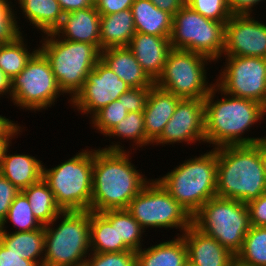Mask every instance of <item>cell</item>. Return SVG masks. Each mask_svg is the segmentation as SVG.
<instances>
[{
	"label": "cell",
	"instance_id": "obj_1",
	"mask_svg": "<svg viewBox=\"0 0 266 266\" xmlns=\"http://www.w3.org/2000/svg\"><path fill=\"white\" fill-rule=\"evenodd\" d=\"M129 152L118 141L94 148L91 211L127 209L151 180L131 163Z\"/></svg>",
	"mask_w": 266,
	"mask_h": 266
},
{
	"label": "cell",
	"instance_id": "obj_2",
	"mask_svg": "<svg viewBox=\"0 0 266 266\" xmlns=\"http://www.w3.org/2000/svg\"><path fill=\"white\" fill-rule=\"evenodd\" d=\"M216 94H220V99ZM204 108L205 144H210L209 147L211 144L214 149L249 145L266 138L262 135L249 137L248 134L250 128L258 122L261 124L266 116V107L257 101L228 95L214 85L204 98ZM246 133L248 135L244 137Z\"/></svg>",
	"mask_w": 266,
	"mask_h": 266
},
{
	"label": "cell",
	"instance_id": "obj_3",
	"mask_svg": "<svg viewBox=\"0 0 266 266\" xmlns=\"http://www.w3.org/2000/svg\"><path fill=\"white\" fill-rule=\"evenodd\" d=\"M216 193L220 198L245 204L266 193V174L259 156V141L217 148Z\"/></svg>",
	"mask_w": 266,
	"mask_h": 266
},
{
	"label": "cell",
	"instance_id": "obj_4",
	"mask_svg": "<svg viewBox=\"0 0 266 266\" xmlns=\"http://www.w3.org/2000/svg\"><path fill=\"white\" fill-rule=\"evenodd\" d=\"M179 164L156 180L193 216L208 200L217 196V148Z\"/></svg>",
	"mask_w": 266,
	"mask_h": 266
},
{
	"label": "cell",
	"instance_id": "obj_5",
	"mask_svg": "<svg viewBox=\"0 0 266 266\" xmlns=\"http://www.w3.org/2000/svg\"><path fill=\"white\" fill-rule=\"evenodd\" d=\"M44 229L42 266H84L91 253L89 210L62 211Z\"/></svg>",
	"mask_w": 266,
	"mask_h": 266
},
{
	"label": "cell",
	"instance_id": "obj_6",
	"mask_svg": "<svg viewBox=\"0 0 266 266\" xmlns=\"http://www.w3.org/2000/svg\"><path fill=\"white\" fill-rule=\"evenodd\" d=\"M39 50L49 60L59 88L69 101L82 88L87 76L101 59V51L90 43L59 38L54 32L42 35Z\"/></svg>",
	"mask_w": 266,
	"mask_h": 266
},
{
	"label": "cell",
	"instance_id": "obj_7",
	"mask_svg": "<svg viewBox=\"0 0 266 266\" xmlns=\"http://www.w3.org/2000/svg\"><path fill=\"white\" fill-rule=\"evenodd\" d=\"M94 149H82L53 168L43 165L42 179L62 211H91Z\"/></svg>",
	"mask_w": 266,
	"mask_h": 266
},
{
	"label": "cell",
	"instance_id": "obj_8",
	"mask_svg": "<svg viewBox=\"0 0 266 266\" xmlns=\"http://www.w3.org/2000/svg\"><path fill=\"white\" fill-rule=\"evenodd\" d=\"M192 224L235 256L251 227L247 204L218 196L208 200L192 216Z\"/></svg>",
	"mask_w": 266,
	"mask_h": 266
},
{
	"label": "cell",
	"instance_id": "obj_9",
	"mask_svg": "<svg viewBox=\"0 0 266 266\" xmlns=\"http://www.w3.org/2000/svg\"><path fill=\"white\" fill-rule=\"evenodd\" d=\"M225 23L205 18L185 4L173 16L172 49L199 53L217 63L223 55Z\"/></svg>",
	"mask_w": 266,
	"mask_h": 266
},
{
	"label": "cell",
	"instance_id": "obj_10",
	"mask_svg": "<svg viewBox=\"0 0 266 266\" xmlns=\"http://www.w3.org/2000/svg\"><path fill=\"white\" fill-rule=\"evenodd\" d=\"M211 62L199 53L172 49L155 85L182 99H204L215 85L209 83L207 77V66Z\"/></svg>",
	"mask_w": 266,
	"mask_h": 266
},
{
	"label": "cell",
	"instance_id": "obj_11",
	"mask_svg": "<svg viewBox=\"0 0 266 266\" xmlns=\"http://www.w3.org/2000/svg\"><path fill=\"white\" fill-rule=\"evenodd\" d=\"M126 210L145 231L175 228L183 234L192 225V216L154 178L130 201Z\"/></svg>",
	"mask_w": 266,
	"mask_h": 266
},
{
	"label": "cell",
	"instance_id": "obj_12",
	"mask_svg": "<svg viewBox=\"0 0 266 266\" xmlns=\"http://www.w3.org/2000/svg\"><path fill=\"white\" fill-rule=\"evenodd\" d=\"M13 105L29 111H42L54 106L63 95L49 60L38 50L25 68L11 80Z\"/></svg>",
	"mask_w": 266,
	"mask_h": 266
},
{
	"label": "cell",
	"instance_id": "obj_13",
	"mask_svg": "<svg viewBox=\"0 0 266 266\" xmlns=\"http://www.w3.org/2000/svg\"><path fill=\"white\" fill-rule=\"evenodd\" d=\"M215 85L228 95L257 101L266 107V58L223 56ZM223 67V68H222Z\"/></svg>",
	"mask_w": 266,
	"mask_h": 266
},
{
	"label": "cell",
	"instance_id": "obj_14",
	"mask_svg": "<svg viewBox=\"0 0 266 266\" xmlns=\"http://www.w3.org/2000/svg\"><path fill=\"white\" fill-rule=\"evenodd\" d=\"M130 86L119 78L101 59L89 72L85 83L70 100L71 108L91 118L125 93Z\"/></svg>",
	"mask_w": 266,
	"mask_h": 266
},
{
	"label": "cell",
	"instance_id": "obj_15",
	"mask_svg": "<svg viewBox=\"0 0 266 266\" xmlns=\"http://www.w3.org/2000/svg\"><path fill=\"white\" fill-rule=\"evenodd\" d=\"M197 142L205 143L204 99L183 98L178 102L163 132L152 145L185 143L191 146Z\"/></svg>",
	"mask_w": 266,
	"mask_h": 266
},
{
	"label": "cell",
	"instance_id": "obj_16",
	"mask_svg": "<svg viewBox=\"0 0 266 266\" xmlns=\"http://www.w3.org/2000/svg\"><path fill=\"white\" fill-rule=\"evenodd\" d=\"M222 56L266 58V22L254 15H232L225 23Z\"/></svg>",
	"mask_w": 266,
	"mask_h": 266
},
{
	"label": "cell",
	"instance_id": "obj_17",
	"mask_svg": "<svg viewBox=\"0 0 266 266\" xmlns=\"http://www.w3.org/2000/svg\"><path fill=\"white\" fill-rule=\"evenodd\" d=\"M188 252V263L192 266H231L235 257L216 239L206 235L193 224L181 235Z\"/></svg>",
	"mask_w": 266,
	"mask_h": 266
},
{
	"label": "cell",
	"instance_id": "obj_18",
	"mask_svg": "<svg viewBox=\"0 0 266 266\" xmlns=\"http://www.w3.org/2000/svg\"><path fill=\"white\" fill-rule=\"evenodd\" d=\"M128 48L148 76L155 82L162 74L168 54L172 50L170 37L136 32Z\"/></svg>",
	"mask_w": 266,
	"mask_h": 266
},
{
	"label": "cell",
	"instance_id": "obj_19",
	"mask_svg": "<svg viewBox=\"0 0 266 266\" xmlns=\"http://www.w3.org/2000/svg\"><path fill=\"white\" fill-rule=\"evenodd\" d=\"M100 17L96 6L68 12L54 33L68 41L90 43L101 51Z\"/></svg>",
	"mask_w": 266,
	"mask_h": 266
},
{
	"label": "cell",
	"instance_id": "obj_20",
	"mask_svg": "<svg viewBox=\"0 0 266 266\" xmlns=\"http://www.w3.org/2000/svg\"><path fill=\"white\" fill-rule=\"evenodd\" d=\"M12 142L4 145L1 153L0 173L20 191L37 183L43 176L40 159L29 154H11Z\"/></svg>",
	"mask_w": 266,
	"mask_h": 266
},
{
	"label": "cell",
	"instance_id": "obj_21",
	"mask_svg": "<svg viewBox=\"0 0 266 266\" xmlns=\"http://www.w3.org/2000/svg\"><path fill=\"white\" fill-rule=\"evenodd\" d=\"M181 99L155 84L150 88L143 113L146 138L151 143L161 135Z\"/></svg>",
	"mask_w": 266,
	"mask_h": 266
},
{
	"label": "cell",
	"instance_id": "obj_22",
	"mask_svg": "<svg viewBox=\"0 0 266 266\" xmlns=\"http://www.w3.org/2000/svg\"><path fill=\"white\" fill-rule=\"evenodd\" d=\"M101 60L130 87H152L155 84L128 47L103 49Z\"/></svg>",
	"mask_w": 266,
	"mask_h": 266
},
{
	"label": "cell",
	"instance_id": "obj_23",
	"mask_svg": "<svg viewBox=\"0 0 266 266\" xmlns=\"http://www.w3.org/2000/svg\"><path fill=\"white\" fill-rule=\"evenodd\" d=\"M188 252L181 234L136 251V266H186Z\"/></svg>",
	"mask_w": 266,
	"mask_h": 266
},
{
	"label": "cell",
	"instance_id": "obj_24",
	"mask_svg": "<svg viewBox=\"0 0 266 266\" xmlns=\"http://www.w3.org/2000/svg\"><path fill=\"white\" fill-rule=\"evenodd\" d=\"M131 11L136 32L159 37L171 36L173 16L159 9L150 0H135Z\"/></svg>",
	"mask_w": 266,
	"mask_h": 266
},
{
	"label": "cell",
	"instance_id": "obj_25",
	"mask_svg": "<svg viewBox=\"0 0 266 266\" xmlns=\"http://www.w3.org/2000/svg\"><path fill=\"white\" fill-rule=\"evenodd\" d=\"M101 51L112 47H128L135 35L131 8L100 17Z\"/></svg>",
	"mask_w": 266,
	"mask_h": 266
},
{
	"label": "cell",
	"instance_id": "obj_26",
	"mask_svg": "<svg viewBox=\"0 0 266 266\" xmlns=\"http://www.w3.org/2000/svg\"><path fill=\"white\" fill-rule=\"evenodd\" d=\"M18 1V2H17ZM18 8L26 21L33 28L41 31V35L53 33L61 24L64 13L58 0H17ZM29 20V21H28Z\"/></svg>",
	"mask_w": 266,
	"mask_h": 266
},
{
	"label": "cell",
	"instance_id": "obj_27",
	"mask_svg": "<svg viewBox=\"0 0 266 266\" xmlns=\"http://www.w3.org/2000/svg\"><path fill=\"white\" fill-rule=\"evenodd\" d=\"M0 242L21 258L34 261L42 266L44 258L45 229L42 226L28 232H8L0 229Z\"/></svg>",
	"mask_w": 266,
	"mask_h": 266
},
{
	"label": "cell",
	"instance_id": "obj_28",
	"mask_svg": "<svg viewBox=\"0 0 266 266\" xmlns=\"http://www.w3.org/2000/svg\"><path fill=\"white\" fill-rule=\"evenodd\" d=\"M91 252L109 253L130 250L123 242H118L116 224H111L101 213L90 211Z\"/></svg>",
	"mask_w": 266,
	"mask_h": 266
},
{
	"label": "cell",
	"instance_id": "obj_29",
	"mask_svg": "<svg viewBox=\"0 0 266 266\" xmlns=\"http://www.w3.org/2000/svg\"><path fill=\"white\" fill-rule=\"evenodd\" d=\"M28 198L34 217L42 226L50 224L61 212L48 184L41 179L22 190Z\"/></svg>",
	"mask_w": 266,
	"mask_h": 266
},
{
	"label": "cell",
	"instance_id": "obj_30",
	"mask_svg": "<svg viewBox=\"0 0 266 266\" xmlns=\"http://www.w3.org/2000/svg\"><path fill=\"white\" fill-rule=\"evenodd\" d=\"M101 214L111 224H116L118 242H123L130 250L134 251L144 247L142 238L146 231L126 209L106 210Z\"/></svg>",
	"mask_w": 266,
	"mask_h": 266
},
{
	"label": "cell",
	"instance_id": "obj_31",
	"mask_svg": "<svg viewBox=\"0 0 266 266\" xmlns=\"http://www.w3.org/2000/svg\"><path fill=\"white\" fill-rule=\"evenodd\" d=\"M24 33L19 35L13 42L0 44V68L12 80L26 66L31 57L39 50V46L32 52L25 44ZM28 47V48H27Z\"/></svg>",
	"mask_w": 266,
	"mask_h": 266
},
{
	"label": "cell",
	"instance_id": "obj_32",
	"mask_svg": "<svg viewBox=\"0 0 266 266\" xmlns=\"http://www.w3.org/2000/svg\"><path fill=\"white\" fill-rule=\"evenodd\" d=\"M105 138H118L119 140H130L133 144L131 146L137 151L146 145L151 146V142L146 138L144 113L142 112H128L127 116L123 118L117 125L111 128L105 135ZM121 137V138H119ZM139 147V148H138Z\"/></svg>",
	"mask_w": 266,
	"mask_h": 266
},
{
	"label": "cell",
	"instance_id": "obj_33",
	"mask_svg": "<svg viewBox=\"0 0 266 266\" xmlns=\"http://www.w3.org/2000/svg\"><path fill=\"white\" fill-rule=\"evenodd\" d=\"M12 223L15 231L12 232H28L40 229L42 225L34 217L28 198L21 191L12 202L5 219L0 224V229L7 228V223ZM6 226V227H5Z\"/></svg>",
	"mask_w": 266,
	"mask_h": 266
},
{
	"label": "cell",
	"instance_id": "obj_34",
	"mask_svg": "<svg viewBox=\"0 0 266 266\" xmlns=\"http://www.w3.org/2000/svg\"><path fill=\"white\" fill-rule=\"evenodd\" d=\"M236 257L250 265L266 266V226L250 227Z\"/></svg>",
	"mask_w": 266,
	"mask_h": 266
},
{
	"label": "cell",
	"instance_id": "obj_35",
	"mask_svg": "<svg viewBox=\"0 0 266 266\" xmlns=\"http://www.w3.org/2000/svg\"><path fill=\"white\" fill-rule=\"evenodd\" d=\"M128 114L127 108L119 100L113 101L97 111L90 119L92 129L103 136Z\"/></svg>",
	"mask_w": 266,
	"mask_h": 266
},
{
	"label": "cell",
	"instance_id": "obj_36",
	"mask_svg": "<svg viewBox=\"0 0 266 266\" xmlns=\"http://www.w3.org/2000/svg\"><path fill=\"white\" fill-rule=\"evenodd\" d=\"M15 6L16 4L11 0H0V44L13 42L24 32L21 31L20 23L18 22L20 17L18 18Z\"/></svg>",
	"mask_w": 266,
	"mask_h": 266
},
{
	"label": "cell",
	"instance_id": "obj_37",
	"mask_svg": "<svg viewBox=\"0 0 266 266\" xmlns=\"http://www.w3.org/2000/svg\"><path fill=\"white\" fill-rule=\"evenodd\" d=\"M186 5L203 17L218 22H227L232 16L228 0H186Z\"/></svg>",
	"mask_w": 266,
	"mask_h": 266
},
{
	"label": "cell",
	"instance_id": "obj_38",
	"mask_svg": "<svg viewBox=\"0 0 266 266\" xmlns=\"http://www.w3.org/2000/svg\"><path fill=\"white\" fill-rule=\"evenodd\" d=\"M84 266H136V251L91 252L84 262Z\"/></svg>",
	"mask_w": 266,
	"mask_h": 266
},
{
	"label": "cell",
	"instance_id": "obj_39",
	"mask_svg": "<svg viewBox=\"0 0 266 266\" xmlns=\"http://www.w3.org/2000/svg\"><path fill=\"white\" fill-rule=\"evenodd\" d=\"M151 87H130L118 100L128 112H142L145 109Z\"/></svg>",
	"mask_w": 266,
	"mask_h": 266
},
{
	"label": "cell",
	"instance_id": "obj_40",
	"mask_svg": "<svg viewBox=\"0 0 266 266\" xmlns=\"http://www.w3.org/2000/svg\"><path fill=\"white\" fill-rule=\"evenodd\" d=\"M21 191L10 183L1 173H0V224L5 219L9 207L14 201L15 197Z\"/></svg>",
	"mask_w": 266,
	"mask_h": 266
},
{
	"label": "cell",
	"instance_id": "obj_41",
	"mask_svg": "<svg viewBox=\"0 0 266 266\" xmlns=\"http://www.w3.org/2000/svg\"><path fill=\"white\" fill-rule=\"evenodd\" d=\"M247 207L251 226H266V193L248 202Z\"/></svg>",
	"mask_w": 266,
	"mask_h": 266
},
{
	"label": "cell",
	"instance_id": "obj_42",
	"mask_svg": "<svg viewBox=\"0 0 266 266\" xmlns=\"http://www.w3.org/2000/svg\"><path fill=\"white\" fill-rule=\"evenodd\" d=\"M24 128L19 126V124L6 118L5 116L0 115V143L4 145L13 141L12 139L18 138L21 135ZM21 132V133H20Z\"/></svg>",
	"mask_w": 266,
	"mask_h": 266
},
{
	"label": "cell",
	"instance_id": "obj_43",
	"mask_svg": "<svg viewBox=\"0 0 266 266\" xmlns=\"http://www.w3.org/2000/svg\"><path fill=\"white\" fill-rule=\"evenodd\" d=\"M0 266H38L34 261L21 258L0 242Z\"/></svg>",
	"mask_w": 266,
	"mask_h": 266
},
{
	"label": "cell",
	"instance_id": "obj_44",
	"mask_svg": "<svg viewBox=\"0 0 266 266\" xmlns=\"http://www.w3.org/2000/svg\"><path fill=\"white\" fill-rule=\"evenodd\" d=\"M135 0H101L96 6L100 15L114 14L131 8Z\"/></svg>",
	"mask_w": 266,
	"mask_h": 266
},
{
	"label": "cell",
	"instance_id": "obj_45",
	"mask_svg": "<svg viewBox=\"0 0 266 266\" xmlns=\"http://www.w3.org/2000/svg\"><path fill=\"white\" fill-rule=\"evenodd\" d=\"M260 2L265 0H228V6L232 15H256L253 11Z\"/></svg>",
	"mask_w": 266,
	"mask_h": 266
},
{
	"label": "cell",
	"instance_id": "obj_46",
	"mask_svg": "<svg viewBox=\"0 0 266 266\" xmlns=\"http://www.w3.org/2000/svg\"><path fill=\"white\" fill-rule=\"evenodd\" d=\"M159 9L170 13L172 16L176 14L185 4L186 0H150Z\"/></svg>",
	"mask_w": 266,
	"mask_h": 266
},
{
	"label": "cell",
	"instance_id": "obj_47",
	"mask_svg": "<svg viewBox=\"0 0 266 266\" xmlns=\"http://www.w3.org/2000/svg\"><path fill=\"white\" fill-rule=\"evenodd\" d=\"M64 14L92 6L90 0H58Z\"/></svg>",
	"mask_w": 266,
	"mask_h": 266
},
{
	"label": "cell",
	"instance_id": "obj_48",
	"mask_svg": "<svg viewBox=\"0 0 266 266\" xmlns=\"http://www.w3.org/2000/svg\"><path fill=\"white\" fill-rule=\"evenodd\" d=\"M4 95L11 100V79L0 68V96L3 98Z\"/></svg>",
	"mask_w": 266,
	"mask_h": 266
},
{
	"label": "cell",
	"instance_id": "obj_49",
	"mask_svg": "<svg viewBox=\"0 0 266 266\" xmlns=\"http://www.w3.org/2000/svg\"><path fill=\"white\" fill-rule=\"evenodd\" d=\"M259 156L261 159L263 170L266 174V138L259 141Z\"/></svg>",
	"mask_w": 266,
	"mask_h": 266
},
{
	"label": "cell",
	"instance_id": "obj_50",
	"mask_svg": "<svg viewBox=\"0 0 266 266\" xmlns=\"http://www.w3.org/2000/svg\"><path fill=\"white\" fill-rule=\"evenodd\" d=\"M231 266H254L247 263L242 262L236 256L232 259Z\"/></svg>",
	"mask_w": 266,
	"mask_h": 266
},
{
	"label": "cell",
	"instance_id": "obj_51",
	"mask_svg": "<svg viewBox=\"0 0 266 266\" xmlns=\"http://www.w3.org/2000/svg\"><path fill=\"white\" fill-rule=\"evenodd\" d=\"M101 0H90L92 6H97Z\"/></svg>",
	"mask_w": 266,
	"mask_h": 266
},
{
	"label": "cell",
	"instance_id": "obj_52",
	"mask_svg": "<svg viewBox=\"0 0 266 266\" xmlns=\"http://www.w3.org/2000/svg\"><path fill=\"white\" fill-rule=\"evenodd\" d=\"M3 147H4V144L0 143V161H1V153H2Z\"/></svg>",
	"mask_w": 266,
	"mask_h": 266
}]
</instances>
